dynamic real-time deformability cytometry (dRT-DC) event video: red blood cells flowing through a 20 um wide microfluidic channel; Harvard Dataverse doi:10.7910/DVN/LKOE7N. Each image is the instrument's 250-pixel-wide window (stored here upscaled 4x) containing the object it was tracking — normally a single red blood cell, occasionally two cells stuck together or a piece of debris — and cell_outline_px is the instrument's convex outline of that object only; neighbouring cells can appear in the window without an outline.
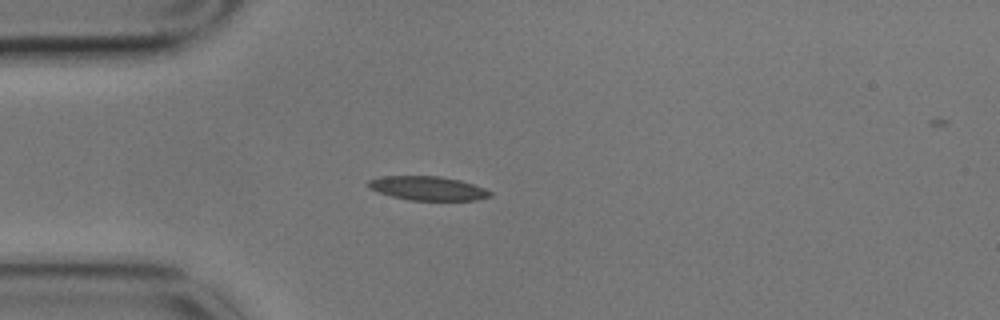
{"species": "common noctule bat (a hibernating species)", "species_latin": "Nyctalus noctula", "temperature_condition": "cold", "stored_images_in_passage": 45, "camera_frame_rate_fps": 3000, "um_per_image_px": 0.085, "animal": {"sex": "male", "body_mass_g": 17.9}, "frame": {"image": 1, "passage_image": 1, "time_ms": 0.0, "image_size_px": [1000, 320], "cell_outline_px": [[492, 196], [476, 200], [408, 200], [392, 196], [368, 188], [368, 180], [384, 176], [440, 176], [460, 180], [484, 188], [492, 192]], "centroid_in_image_um": [36.37, 16.0], "position_along_channel_um": 48.6, "area_um2": 16.94}}
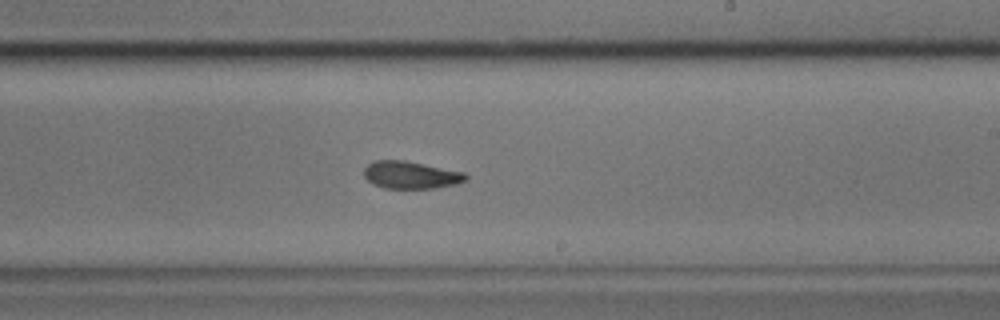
{"frame": {"image": 2, "passage_image": 20, "time_ms": 6.333, "image_size_px": [1000, 320], "cell_outline_px": [[468, 180], [456, 184], [432, 188], [384, 188], [372, 184], [364, 176], [364, 168], [368, 164], [376, 160], [404, 160], [464, 172], [468, 176]], "centroid_in_image_um": [34.91, 14.87], "position_along_channel_um": 254.1, "area_um2": 16.24}}
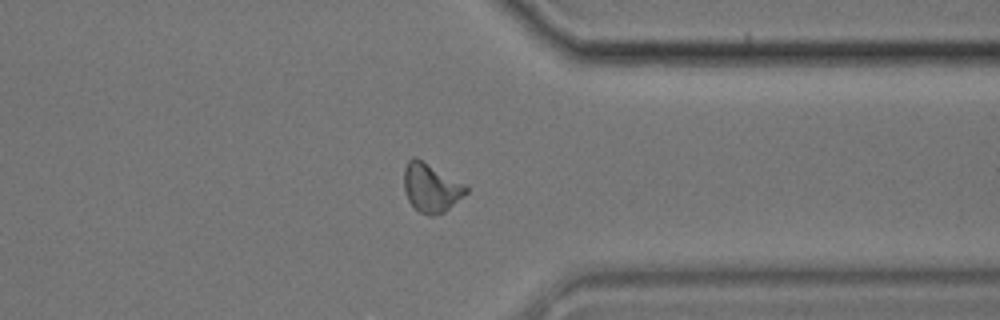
{"frame": {"image": 3, "passage_image": 31, "time_ms": 10.0, "image_size_px": [1000, 320], "cell_outline_px": [[468, 192], [444, 212], [432, 216], [428, 216], [420, 212], [408, 200], [404, 192], [404, 168], [408, 160], [412, 156], [416, 156], [464, 184], [468, 188]], "centroid_in_image_um": [36.61, 15.94], "position_along_channel_um": 374.8, "area_um2": 17.57}}